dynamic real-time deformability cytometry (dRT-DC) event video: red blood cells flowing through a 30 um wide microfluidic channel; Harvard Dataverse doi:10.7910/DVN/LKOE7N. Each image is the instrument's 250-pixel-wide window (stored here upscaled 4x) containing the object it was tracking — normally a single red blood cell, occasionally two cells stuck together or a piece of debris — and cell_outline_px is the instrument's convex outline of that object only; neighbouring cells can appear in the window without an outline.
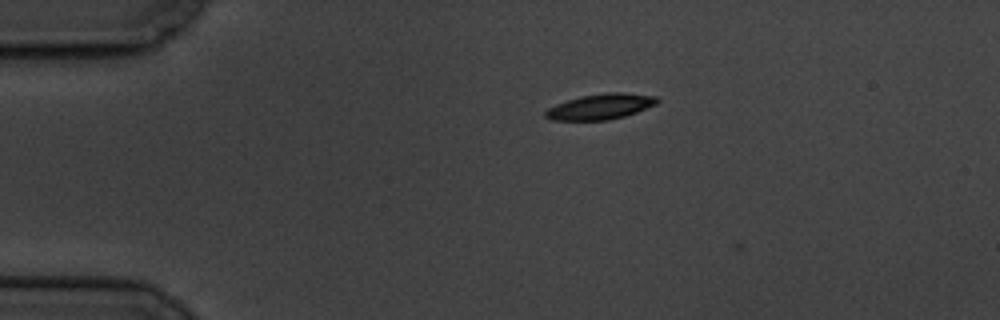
{"species": "common noctule bat (a hibernating species)", "species_latin": "Nyctalus noctula", "temperature_condition": "cold", "stored_images_in_passage": 9, "camera_frame_rate_fps": 3000, "um_per_image_px": 0.085, "animal": {"sex": "male", "body_mass_g": 19.5, "forearm_length_mm": 54.6}, "frame": {"image": 1, "passage_image": 4, "time_ms": 3.667, "image_size_px": [1000, 320], "cell_outline_px": [[660, 100], [656, 104], [636, 112], [624, 116], [608, 120], [552, 120], [544, 116], [544, 112], [548, 108], [556, 104], [580, 96], [604, 92], [624, 92], [656, 96]], "centroid_in_image_um": [51.04, 9.05], "position_along_channel_um": 34.0, "area_um2": 16.65}}
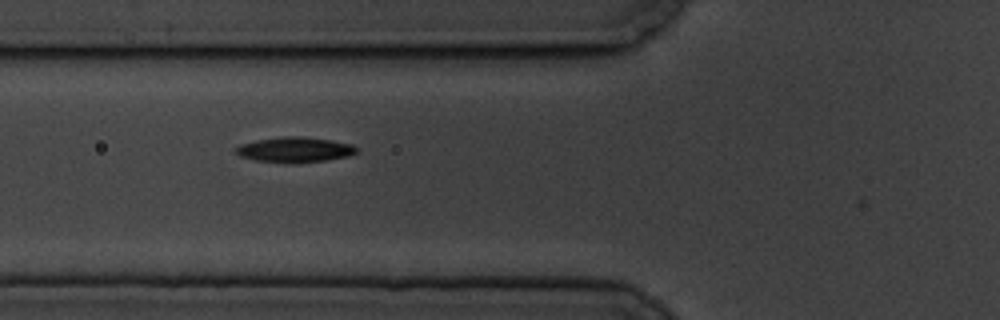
{"frame": {"image": 2, "passage_image": 7, "time_ms": 7.0, "image_size_px": [1000, 320], "cell_outline_px": [[360, 148], [356, 152], [348, 156], [328, 160], [292, 164], [256, 160], [240, 156], [232, 148], [240, 144], [256, 140], [284, 136], [304, 136], [332, 140], [352, 144]], "centroid_in_image_um": [25.06, 12.72], "position_along_channel_um": 100.7, "area_um2": 18.09}}
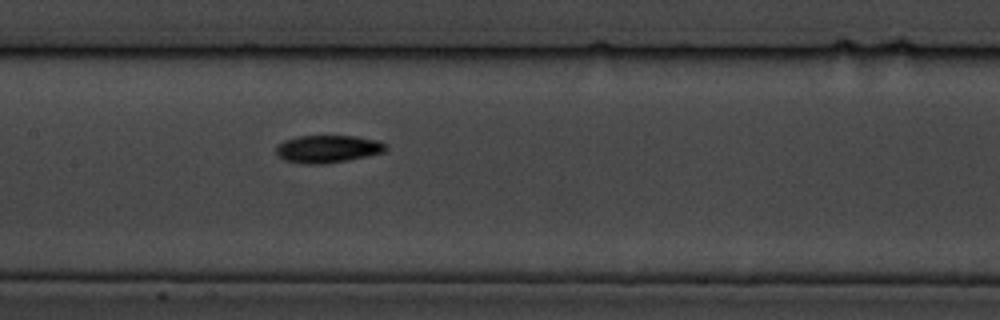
{"frame": {"image": 3, "passage_image": 9, "time_ms": 9.333, "image_size_px": [1000, 320], "cell_outline_px": [[388, 148], [384, 152], [348, 160], [324, 164], [304, 164], [284, 160], [276, 152], [276, 144], [284, 140], [296, 136], [356, 136], [380, 140], [388, 144]], "centroid_in_image_um": [27.88, 12.65], "position_along_channel_um": 179.5, "area_um2": 17.86}}